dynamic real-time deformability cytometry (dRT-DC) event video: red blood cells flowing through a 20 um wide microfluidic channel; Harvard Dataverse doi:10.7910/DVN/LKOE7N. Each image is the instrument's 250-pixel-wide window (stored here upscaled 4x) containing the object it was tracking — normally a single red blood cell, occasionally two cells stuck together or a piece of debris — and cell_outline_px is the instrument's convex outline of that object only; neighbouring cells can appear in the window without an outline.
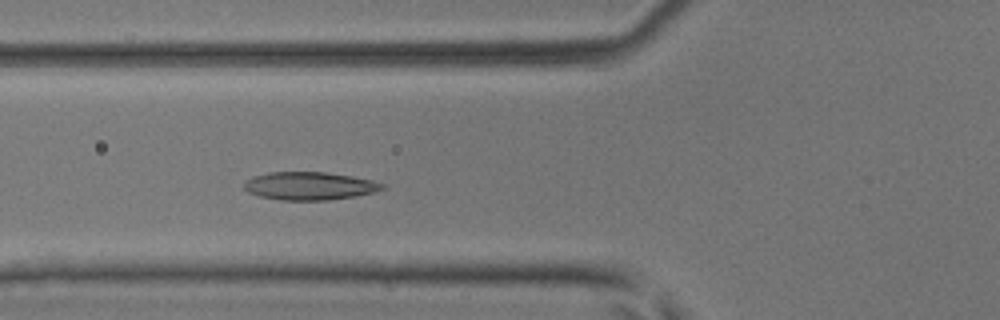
{"species": "common noctule bat (a hibernating species)", "species_latin": "Nyctalus noctula", "temperature_condition": "room temperature", "stored_images_in_passage": 25, "camera_frame_rate_fps": 3000, "um_per_image_px": 0.085, "animal": {"sex": "male", "body_mass_g": 17.9, "forearm_length_mm": 54.2}, "frame": {"image": 1, "passage_image": 15, "time_ms": 4.667, "image_size_px": [1000, 320], "cell_outline_px": [[384, 188], [372, 192], [356, 196], [328, 200], [280, 200], [260, 196], [248, 192], [244, 188], [244, 180], [252, 176], [268, 172], [328, 172], [352, 176], [372, 180], [384, 184]], "centroid_in_image_um": [26.27, 15.79], "position_along_channel_um": 99.5, "area_um2": 22.6}}
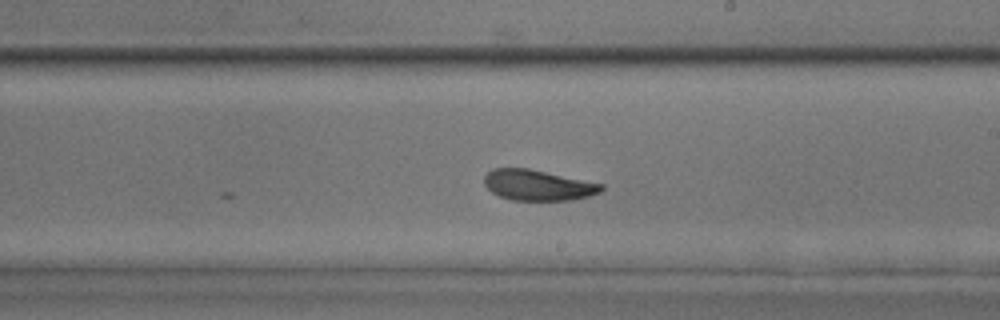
{"frame": {"image": 2, "passage_image": 25, "time_ms": 8.0, "image_size_px": [1000, 320], "cell_outline_px": [[604, 188], [600, 192], [588, 196], [568, 200], [512, 200], [500, 196], [492, 192], [484, 184], [484, 176], [492, 168], [528, 168], [604, 184]], "centroid_in_image_um": [45.71, 15.73], "position_along_channel_um": 243.3, "area_um2": 20.81}}